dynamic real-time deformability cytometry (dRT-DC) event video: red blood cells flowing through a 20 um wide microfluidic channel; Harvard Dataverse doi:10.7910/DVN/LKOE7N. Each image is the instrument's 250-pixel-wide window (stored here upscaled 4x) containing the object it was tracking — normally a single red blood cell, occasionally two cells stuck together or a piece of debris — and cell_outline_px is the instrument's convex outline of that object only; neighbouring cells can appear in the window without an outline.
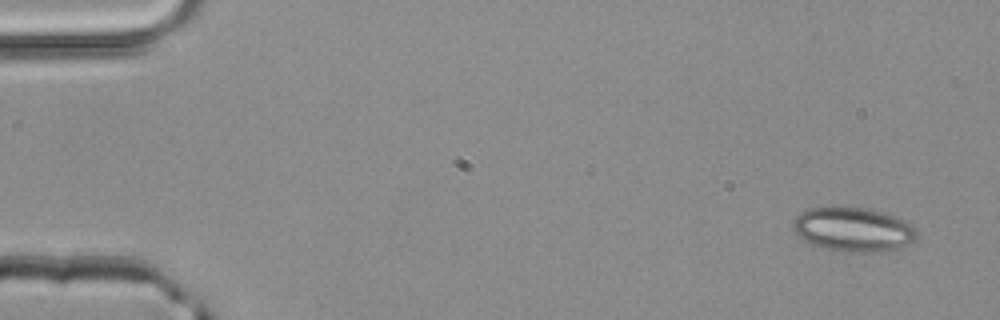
{"species": "common noctule bat (a hibernating species)", "species_latin": "Nyctalus noctula", "temperature_condition": "room temperature", "stored_images_in_passage": 3, "camera_frame_rate_fps": 3000, "um_per_image_px": 0.085, "animal": {"sex": "male", "body_mass_g": 20.4}, "frame": {"image": 1, "passage_image": 1, "time_ms": 0.0, "image_size_px": [1000, 320], "cell_outline_px": [[916, 236], [908, 244], [900, 248], [880, 252], [840, 252], [824, 248], [812, 244], [804, 240], [792, 228], [792, 224], [796, 216], [800, 212], [808, 208], [864, 208], [880, 212], [904, 220], [916, 232]], "centroid_in_image_um": [72.48, 19.53], "position_along_channel_um": 12.5, "area_um2": 31.39}}